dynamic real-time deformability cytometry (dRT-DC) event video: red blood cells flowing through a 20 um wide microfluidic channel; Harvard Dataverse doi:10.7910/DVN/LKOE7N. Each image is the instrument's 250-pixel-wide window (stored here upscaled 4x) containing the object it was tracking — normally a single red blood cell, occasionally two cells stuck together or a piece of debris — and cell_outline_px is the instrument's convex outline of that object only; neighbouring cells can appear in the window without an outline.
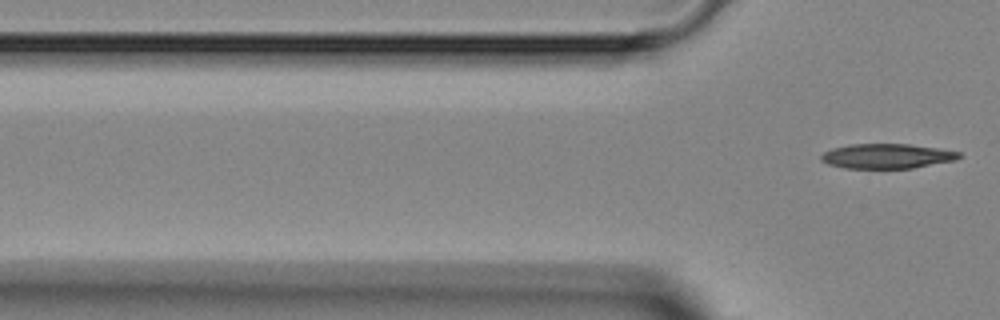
{"species": "Egyptian fruit bat (a non-hibernating species)", "species_latin": "Rousettus aegyptiacus", "temperature_condition": "room temperature", "stored_images_in_passage": 3, "camera_frame_rate_fps": 3000, "um_per_image_px": 0.085, "animal": {"sex": "female"}, "frame": {"image": 1, "passage_image": 3, "time_ms": 4.667, "image_size_px": [1000, 320], "cell_outline_px": [[960, 156], [956, 160], [912, 168], [844, 168], [828, 164], [820, 160], [820, 156], [824, 152], [832, 148], [848, 144], [908, 144], [940, 148], [960, 152]], "centroid_in_image_um": [75.37, 13.26], "position_along_channel_um": 50.4, "area_um2": 19.94}}